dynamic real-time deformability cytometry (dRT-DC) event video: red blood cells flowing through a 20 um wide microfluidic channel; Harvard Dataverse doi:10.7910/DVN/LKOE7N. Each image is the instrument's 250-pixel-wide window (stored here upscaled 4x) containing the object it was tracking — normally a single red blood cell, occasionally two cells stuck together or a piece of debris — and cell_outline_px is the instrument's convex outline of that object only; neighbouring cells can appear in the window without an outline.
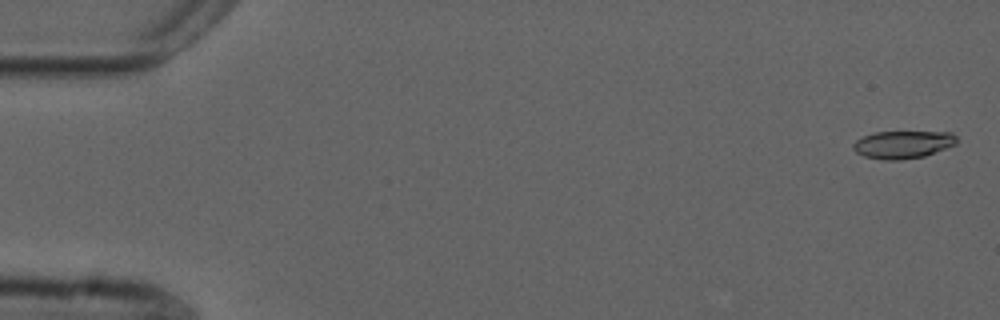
{"species": "common noctule bat (a hibernating species)", "species_latin": "Nyctalus noctula", "temperature_condition": "cold", "stored_images_in_passage": 55, "camera_frame_rate_fps": 3000, "um_per_image_px": 0.085, "animal": {"sex": "male", "forearm_length_mm": 52.5}, "frame": {"image": 1, "passage_image": 2, "time_ms": 0.333, "image_size_px": [1000, 320], "cell_outline_px": [[956, 144], [924, 156], [900, 160], [884, 160], [864, 156], [856, 152], [852, 148], [852, 144], [856, 140], [864, 136], [876, 132], [952, 132], [956, 136]], "centroid_in_image_um": [76.73, 12.28], "position_along_channel_um": 8.3, "area_um2": 16.59}}
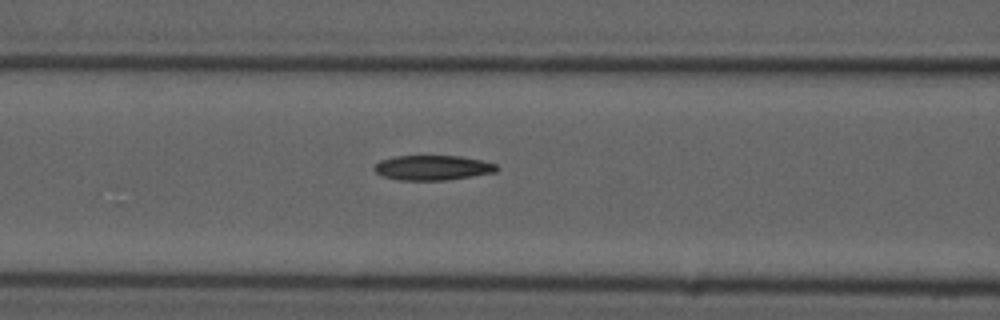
{"frame": {"image": 2, "passage_image": 23, "time_ms": 7.333, "image_size_px": [1000, 320], "cell_outline_px": [[500, 168], [496, 172], [448, 180], [400, 180], [384, 176], [376, 172], [372, 168], [380, 160], [396, 156], [460, 156], [480, 160], [496, 164]], "centroid_in_image_um": [36.79, 14.25], "position_along_channel_um": 129.8, "area_um2": 17.69}}
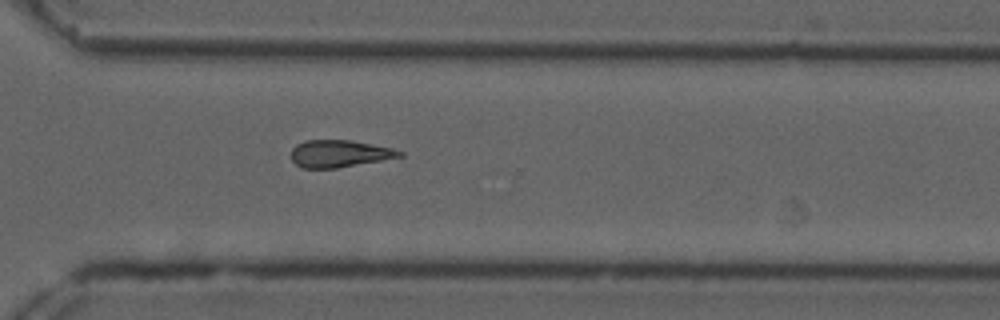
{"frame": {"image": 3, "passage_image": 40, "time_ms": 13.0, "image_size_px": [1000, 320], "cell_outline_px": [[404, 156], [336, 168], [300, 168], [292, 160], [292, 148], [296, 144], [304, 140], [352, 140], [392, 148], [404, 152]], "centroid_in_image_um": [28.84, 13.05], "position_along_channel_um": 341.8, "area_um2": 17.17}}